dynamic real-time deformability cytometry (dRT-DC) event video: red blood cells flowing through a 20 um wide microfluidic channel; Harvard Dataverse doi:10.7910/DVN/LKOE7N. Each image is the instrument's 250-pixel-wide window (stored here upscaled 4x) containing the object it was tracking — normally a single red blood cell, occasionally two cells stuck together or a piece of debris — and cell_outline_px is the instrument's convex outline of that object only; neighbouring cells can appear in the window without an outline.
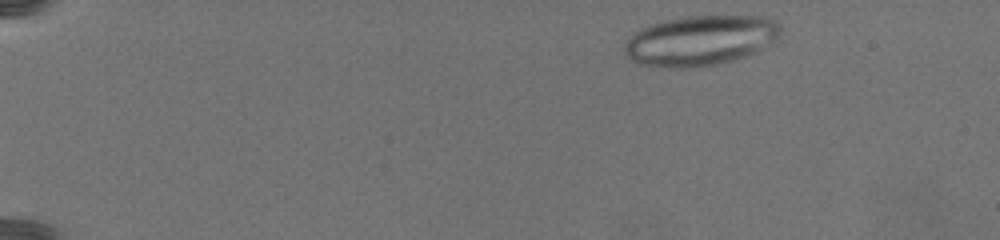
{"species": "common noctule bat (a hibernating species)", "species_latin": "Nyctalus noctula", "temperature_condition": "warm", "stored_images_in_passage": 7, "camera_frame_rate_fps": 3000, "um_per_image_px": 0.085, "animal": {"sex": "female", "body_mass_g": 19.5, "forearm_length_mm": 54.1}, "frame": {"image": 1, "passage_image": 1, "time_ms": 0.0, "image_size_px": [1000, 240], "cell_outline_px": [[780, 32], [776, 40], [744, 56], [732, 60], [716, 64], [692, 68], [676, 68], [636, 64], [628, 60], [624, 56], [624, 44], [640, 28], [664, 20], [688, 16], [756, 16], [776, 20], [780, 24]], "centroid_in_image_um": [59.47, 3.45], "position_along_channel_um": 25.5, "area_um2": 45.43}}